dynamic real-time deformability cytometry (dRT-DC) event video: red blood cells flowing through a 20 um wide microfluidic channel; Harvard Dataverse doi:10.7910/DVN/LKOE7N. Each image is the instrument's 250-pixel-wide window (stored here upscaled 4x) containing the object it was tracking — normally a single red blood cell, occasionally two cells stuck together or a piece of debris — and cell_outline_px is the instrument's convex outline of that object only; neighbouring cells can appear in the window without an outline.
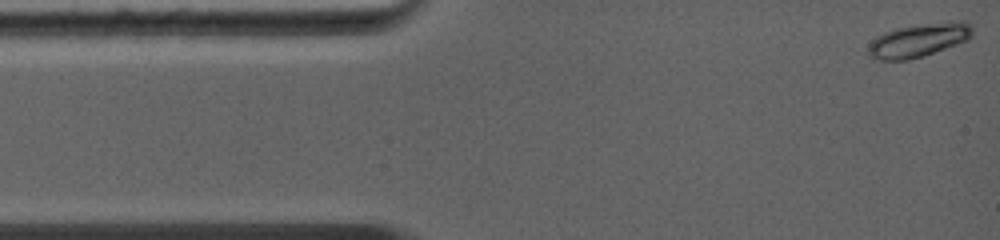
{"species": "common noctule bat (a hibernating species)", "species_latin": "Nyctalus noctula", "temperature_condition": "warm", "stored_images_in_passage": 35, "camera_frame_rate_fps": 5000, "um_per_image_px": 0.085, "animal": {"sex": "female", "body_mass_g": 19.0, "forearm_length_mm": 56.7}, "frame": {"image": 1, "passage_image": 1, "time_ms": 0.0, "image_size_px": [1000, 240], "cell_outline_px": [[972, 32], [964, 40], [944, 48], [908, 60], [880, 60], [872, 56], [868, 52], [868, 44], [876, 36], [884, 32], [896, 28], [952, 20], [964, 20], [972, 24]], "centroid_in_image_um": [78.05, 3.39], "position_along_channel_um": 6.9, "area_um2": 19.94}}
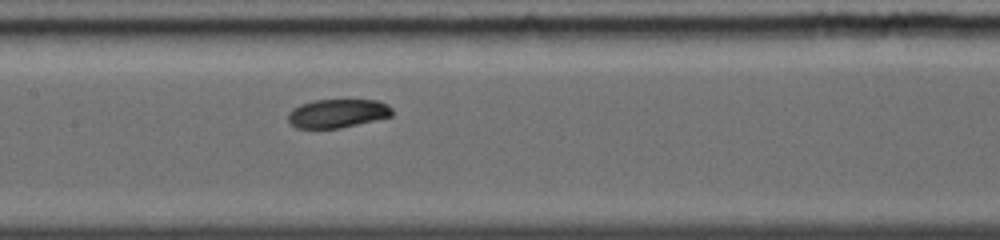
{"frame": {"image": 2, "passage_image": 17, "time_ms": 6.0, "image_size_px": [1000, 240], "cell_outline_px": [[392, 116], [340, 128], [296, 128], [288, 120], [288, 112], [292, 108], [300, 104], [312, 100], [376, 100], [388, 104], [392, 108]], "centroid_in_image_um": [28.67, 9.63], "position_along_channel_um": 178.7, "area_um2": 17.4}}
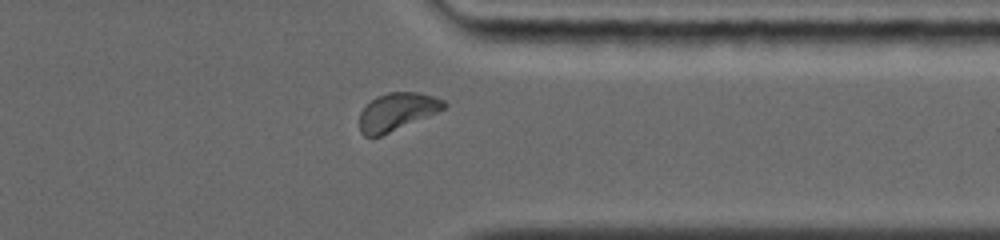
{"frame": {"image": 3, "passage_image": 30, "time_ms": 10.6, "image_size_px": [1000, 240], "cell_outline_px": [[448, 104], [444, 108], [436, 112], [380, 136], [364, 136], [360, 132], [360, 112], [376, 96], [388, 92], [420, 92], [444, 100]], "centroid_in_image_um": [33.73, 9.48], "position_along_channel_um": 377.7, "area_um2": 18.15}, "authors_computed_cell_mechanics": {"area_um2": 18.1492, "velocity_mm_per_s": 4.301, "shape_relaxation_time_tau1_ms": 3.247, "shape_relaxation_time_tau2_ms": null, "deformation_change_tau1": 0.0801, "deformation_change_tau2": null}}